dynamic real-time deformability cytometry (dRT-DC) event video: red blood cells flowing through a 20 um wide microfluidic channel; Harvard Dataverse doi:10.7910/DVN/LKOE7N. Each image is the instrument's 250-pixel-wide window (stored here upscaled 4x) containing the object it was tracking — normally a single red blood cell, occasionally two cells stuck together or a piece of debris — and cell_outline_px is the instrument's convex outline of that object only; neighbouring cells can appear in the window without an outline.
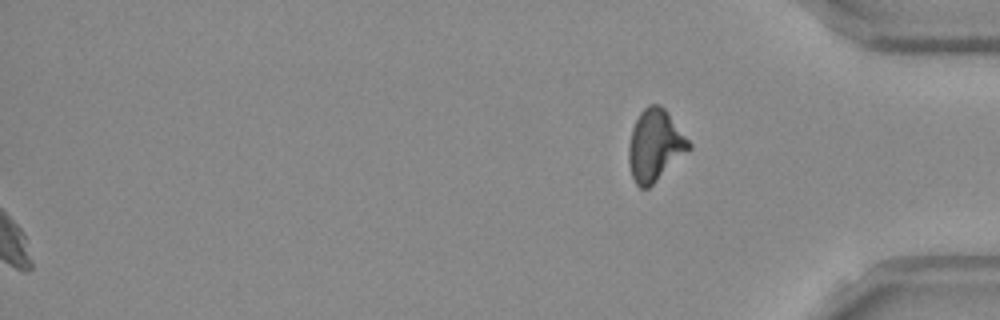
{"species": "Egyptian fruit bat (a non-hibernating species)", "species_latin": "Rousettus aegyptiacus", "temperature_condition": "room temperature", "stored_images_in_passage": 53, "segment_of_instrument_passage": [2, 2], "camera_frame_rate_fps": 3000, "um_per_image_px": 0.085, "frame": {"image": 1, "passage_image": 53, "time_ms": 17.333, "image_size_px": [1000, 320], "cell_outline_px": [[692, 148], [648, 188], [640, 188], [636, 184], [632, 176], [628, 160], [628, 148], [632, 128], [640, 112], [648, 104], [660, 104], [664, 108], [692, 144]], "centroid_in_image_um": [55.67, 12.35], "position_along_channel_um": 379.5, "area_um2": 24.97}}